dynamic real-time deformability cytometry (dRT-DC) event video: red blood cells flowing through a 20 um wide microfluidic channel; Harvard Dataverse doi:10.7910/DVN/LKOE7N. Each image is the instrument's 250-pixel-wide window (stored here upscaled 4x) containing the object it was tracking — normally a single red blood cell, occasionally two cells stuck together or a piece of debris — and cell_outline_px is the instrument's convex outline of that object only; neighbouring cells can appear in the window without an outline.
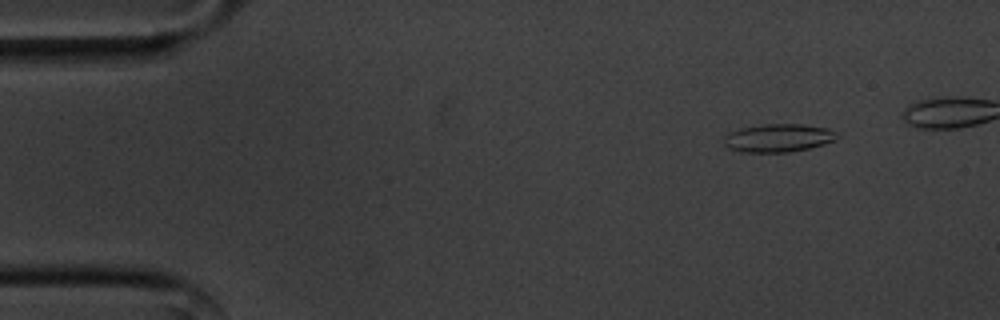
{"species": "common noctule bat (a hibernating species)", "species_latin": "Nyctalus noctula", "temperature_condition": "cold", "stored_images_in_passage": 44, "segment_of_instrument_passage": [1, 2], "camera_frame_rate_fps": 3000, "um_per_image_px": 0.085, "animal": {"sex": "male", "body_mass_g": 20.1, "forearm_length_mm": 53.5}, "frame": {"image": 1, "passage_image": 2, "time_ms": 0.333, "image_size_px": [1000, 320], "cell_outline_px": [[840, 136], [836, 140], [824, 144], [808, 148], [788, 152], [740, 152], [728, 148], [724, 144], [724, 136], [740, 128], [764, 124], [800, 124], [828, 128], [836, 132]], "centroid_in_image_um": [66.17, 11.73], "position_along_channel_um": 18.8, "area_um2": 18.55}}
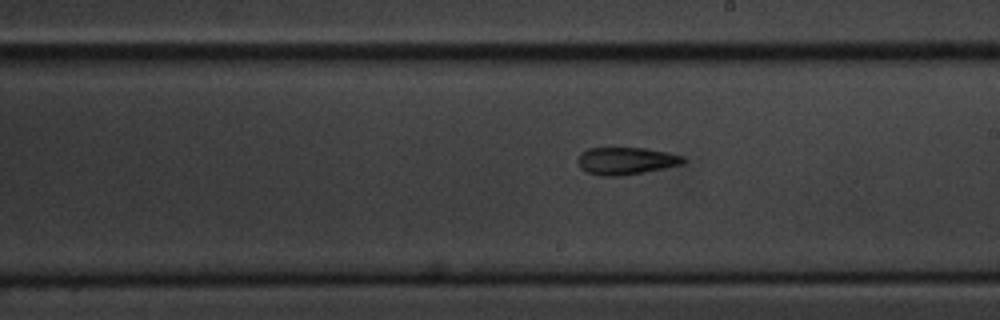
{"frame": {"image": 2, "passage_image": 27, "time_ms": 8.667, "image_size_px": [1000, 320], "cell_outline_px": [[684, 160], [680, 164], [664, 168], [644, 172], [620, 176], [604, 176], [588, 172], [580, 168], [580, 152], [588, 148], [644, 148], [668, 152], [684, 156]], "centroid_in_image_um": [53.22, 13.67], "position_along_channel_um": 235.8, "area_um2": 16.53}}
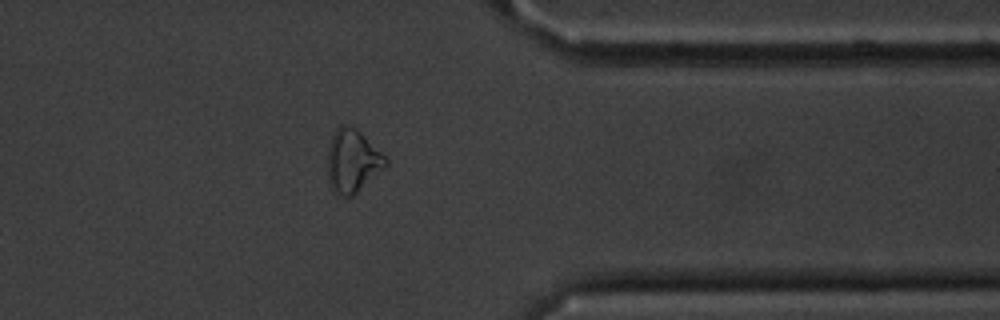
{"frame": {"image": 3, "passage_image": 40, "time_ms": 13.0, "image_size_px": [1000, 320], "cell_outline_px": [[388, 164], [352, 196], [344, 196], [332, 192], [328, 176], [328, 144], [336, 128], [340, 124], [348, 124], [356, 128], [388, 160]], "centroid_in_image_um": [29.92, 13.66], "position_along_channel_um": 381.5, "area_um2": 21.04}}